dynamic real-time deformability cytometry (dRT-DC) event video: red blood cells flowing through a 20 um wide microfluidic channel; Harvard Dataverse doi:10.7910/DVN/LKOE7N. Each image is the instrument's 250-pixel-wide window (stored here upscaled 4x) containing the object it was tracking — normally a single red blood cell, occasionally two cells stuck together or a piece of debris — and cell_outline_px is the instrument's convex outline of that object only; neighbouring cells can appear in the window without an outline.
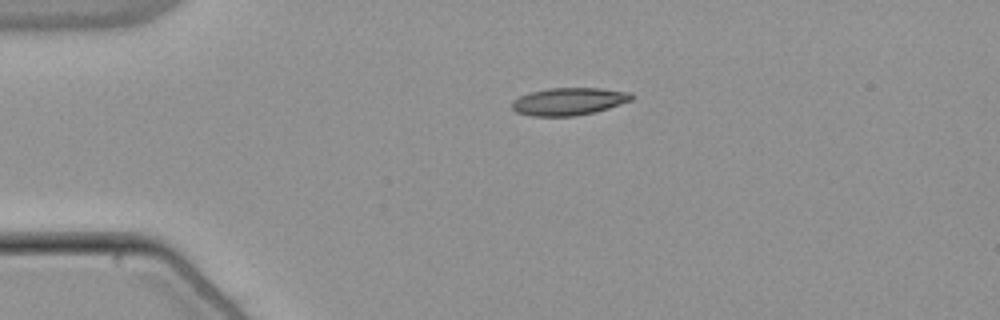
{"species": "common noctule bat (a hibernating species)", "species_latin": "Nyctalus noctula", "temperature_condition": "warm", "stored_images_in_passage": 43, "camera_frame_rate_fps": 3000, "um_per_image_px": 0.085, "animal": {"sex": "male", "body_mass_g": 21.5, "forearm_length_mm": 52.0}, "frame": {"image": 1, "passage_image": 1, "time_ms": 0.0, "image_size_px": [1000, 320], "cell_outline_px": [[632, 100], [608, 108], [576, 116], [532, 116], [516, 112], [512, 108], [512, 100], [520, 96], [532, 92], [548, 88], [600, 88], [632, 92]], "centroid_in_image_um": [48.34, 8.62], "position_along_channel_um": 36.7, "area_um2": 19.07}}
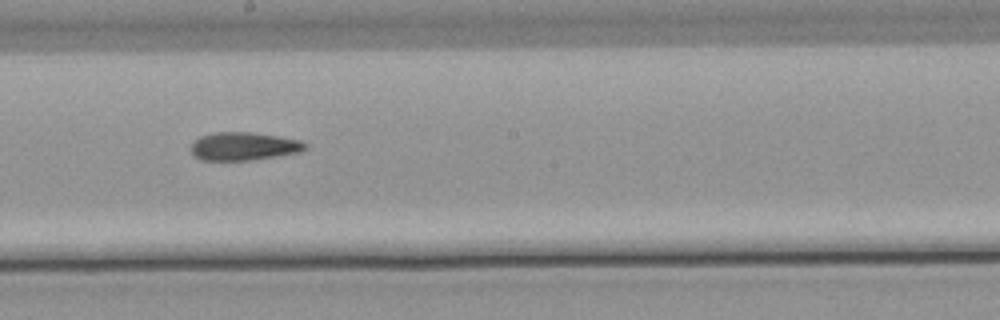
{"frame": {"image": 2, "passage_image": 19, "time_ms": 6.0, "image_size_px": [1000, 320], "cell_outline_px": [[308, 148], [300, 152], [252, 160], [200, 160], [192, 156], [188, 148], [200, 136], [216, 132], [252, 132], [280, 136], [300, 140], [308, 144]], "centroid_in_image_um": [20.7, 12.43], "position_along_channel_um": 227.5, "area_um2": 19.02}}
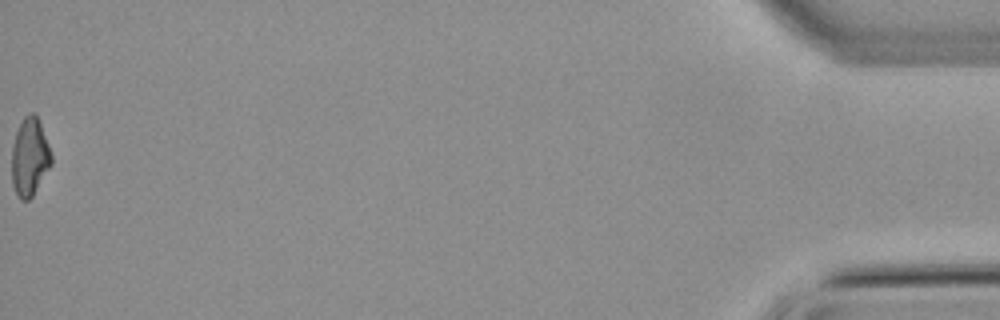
{"frame": {"image": 3, "passage_image": 43, "time_ms": 14.0, "image_size_px": [1000, 320], "cell_outline_px": [[52, 164], [32, 196], [28, 200], [20, 200], [16, 196], [12, 184], [12, 144], [16, 132], [24, 116], [28, 112], [36, 112], [48, 144], [52, 156]], "centroid_in_image_um": [2.51, 13.34], "position_along_channel_um": 432.7, "area_um2": 18.15}, "authors_computed_cell_mechanics": {"area_um2": 19.0162, "velocity_mm_per_s": 3.8447, "shape_relaxation_time_tau1_ms": null, "shape_relaxation_time_tau2_ms": 4.9443, "deformation_change_tau1": null, "deformation_change_tau2": 0.1433}}